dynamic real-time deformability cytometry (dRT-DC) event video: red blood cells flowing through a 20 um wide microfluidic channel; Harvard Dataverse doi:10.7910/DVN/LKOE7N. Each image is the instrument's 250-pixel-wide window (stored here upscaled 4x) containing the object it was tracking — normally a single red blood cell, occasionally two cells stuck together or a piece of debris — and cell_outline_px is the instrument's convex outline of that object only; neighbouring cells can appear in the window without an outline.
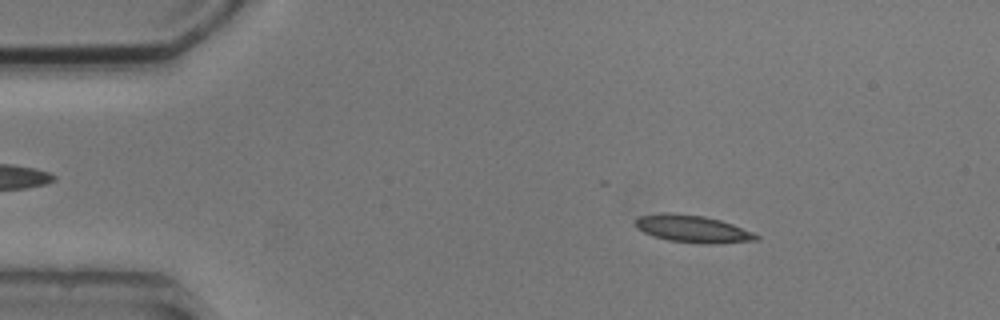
{"species": "common noctule bat (a hibernating species)", "species_latin": "Nyctalus noctula", "temperature_condition": "cold", "stored_images_in_passage": 4, "camera_frame_rate_fps": 3000, "um_per_image_px": 0.085, "animal": {"sex": "male", "body_mass_g": 20.5, "forearm_length_mm": 52.5}, "frame": {"image": 1, "passage_image": 2, "time_ms": 1.0, "image_size_px": [1000, 320], "cell_outline_px": [[760, 240], [712, 244], [700, 244], [668, 240], [644, 232], [636, 228], [636, 220], [640, 216], [660, 212], [672, 212], [704, 216], [720, 220], [732, 224], [752, 232], [760, 236]], "centroid_in_image_um": [58.89, 19.45], "position_along_channel_um": 26.1, "area_um2": 19.25}}